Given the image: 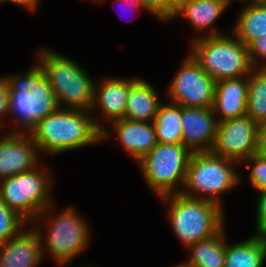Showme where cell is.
Returning <instances> with one entry per match:
<instances>
[{"mask_svg":"<svg viewBox=\"0 0 266 267\" xmlns=\"http://www.w3.org/2000/svg\"><path fill=\"white\" fill-rule=\"evenodd\" d=\"M87 111L58 108L41 119L30 131L29 136L37 149L48 154H58L87 146L110 137Z\"/></svg>","mask_w":266,"mask_h":267,"instance_id":"1","label":"cell"},{"mask_svg":"<svg viewBox=\"0 0 266 267\" xmlns=\"http://www.w3.org/2000/svg\"><path fill=\"white\" fill-rule=\"evenodd\" d=\"M216 31L212 29L211 34L193 42V58L215 82L248 76L254 68L247 46L237 37L233 39Z\"/></svg>","mask_w":266,"mask_h":267,"instance_id":"2","label":"cell"},{"mask_svg":"<svg viewBox=\"0 0 266 267\" xmlns=\"http://www.w3.org/2000/svg\"><path fill=\"white\" fill-rule=\"evenodd\" d=\"M178 193L163 196L168 203L175 235L186 247L215 235L222 227L224 212L216 203Z\"/></svg>","mask_w":266,"mask_h":267,"instance_id":"3","label":"cell"},{"mask_svg":"<svg viewBox=\"0 0 266 267\" xmlns=\"http://www.w3.org/2000/svg\"><path fill=\"white\" fill-rule=\"evenodd\" d=\"M40 52L38 64L45 71L58 107L66 103L67 109L90 112L96 84L88 74L66 56L48 49Z\"/></svg>","mask_w":266,"mask_h":267,"instance_id":"4","label":"cell"},{"mask_svg":"<svg viewBox=\"0 0 266 267\" xmlns=\"http://www.w3.org/2000/svg\"><path fill=\"white\" fill-rule=\"evenodd\" d=\"M58 108L45 71L39 64L27 71L24 78L22 75L9 77V113L19 115L25 128L23 132L28 133Z\"/></svg>","mask_w":266,"mask_h":267,"instance_id":"5","label":"cell"},{"mask_svg":"<svg viewBox=\"0 0 266 267\" xmlns=\"http://www.w3.org/2000/svg\"><path fill=\"white\" fill-rule=\"evenodd\" d=\"M234 163L236 161L220 157L211 151L193 152L184 184L187 192L184 190L180 193L191 198H200L195 194H205L208 196L203 199L222 207L219 194L235 187L240 180L233 170Z\"/></svg>","mask_w":266,"mask_h":267,"instance_id":"6","label":"cell"},{"mask_svg":"<svg viewBox=\"0 0 266 267\" xmlns=\"http://www.w3.org/2000/svg\"><path fill=\"white\" fill-rule=\"evenodd\" d=\"M47 177L46 171L36 167L4 178L0 181V199L27 222L42 220L51 207V201H48L50 181Z\"/></svg>","mask_w":266,"mask_h":267,"instance_id":"7","label":"cell"},{"mask_svg":"<svg viewBox=\"0 0 266 267\" xmlns=\"http://www.w3.org/2000/svg\"><path fill=\"white\" fill-rule=\"evenodd\" d=\"M193 152L183 144H157L139 165L147 184L158 196L176 194L175 186H184Z\"/></svg>","mask_w":266,"mask_h":267,"instance_id":"8","label":"cell"},{"mask_svg":"<svg viewBox=\"0 0 266 267\" xmlns=\"http://www.w3.org/2000/svg\"><path fill=\"white\" fill-rule=\"evenodd\" d=\"M187 57L171 82L168 92L170 99L183 107L211 108L216 82L191 54Z\"/></svg>","mask_w":266,"mask_h":267,"instance_id":"9","label":"cell"},{"mask_svg":"<svg viewBox=\"0 0 266 267\" xmlns=\"http://www.w3.org/2000/svg\"><path fill=\"white\" fill-rule=\"evenodd\" d=\"M48 228L46 247L59 264L68 263L88 245V227L71 208L59 214Z\"/></svg>","mask_w":266,"mask_h":267,"instance_id":"10","label":"cell"},{"mask_svg":"<svg viewBox=\"0 0 266 267\" xmlns=\"http://www.w3.org/2000/svg\"><path fill=\"white\" fill-rule=\"evenodd\" d=\"M258 124L247 115L218 123L213 154L236 162L256 153Z\"/></svg>","mask_w":266,"mask_h":267,"instance_id":"11","label":"cell"},{"mask_svg":"<svg viewBox=\"0 0 266 267\" xmlns=\"http://www.w3.org/2000/svg\"><path fill=\"white\" fill-rule=\"evenodd\" d=\"M19 130L0 140V180L33 170L38 160L35 142Z\"/></svg>","mask_w":266,"mask_h":267,"instance_id":"12","label":"cell"},{"mask_svg":"<svg viewBox=\"0 0 266 267\" xmlns=\"http://www.w3.org/2000/svg\"><path fill=\"white\" fill-rule=\"evenodd\" d=\"M211 108L182 106V144L192 152L210 151L213 147L218 121Z\"/></svg>","mask_w":266,"mask_h":267,"instance_id":"13","label":"cell"},{"mask_svg":"<svg viewBox=\"0 0 266 267\" xmlns=\"http://www.w3.org/2000/svg\"><path fill=\"white\" fill-rule=\"evenodd\" d=\"M19 232L13 239L0 243V267H35L44 255L40 232ZM43 248V249H42Z\"/></svg>","mask_w":266,"mask_h":267,"instance_id":"14","label":"cell"},{"mask_svg":"<svg viewBox=\"0 0 266 267\" xmlns=\"http://www.w3.org/2000/svg\"><path fill=\"white\" fill-rule=\"evenodd\" d=\"M245 79L240 77L216 81L212 109L214 113H219L218 123L246 115L248 76Z\"/></svg>","mask_w":266,"mask_h":267,"instance_id":"15","label":"cell"},{"mask_svg":"<svg viewBox=\"0 0 266 267\" xmlns=\"http://www.w3.org/2000/svg\"><path fill=\"white\" fill-rule=\"evenodd\" d=\"M113 125L124 149L138 161L158 144L153 123L123 118Z\"/></svg>","mask_w":266,"mask_h":267,"instance_id":"16","label":"cell"},{"mask_svg":"<svg viewBox=\"0 0 266 267\" xmlns=\"http://www.w3.org/2000/svg\"><path fill=\"white\" fill-rule=\"evenodd\" d=\"M131 80L120 78L104 79L100 87L94 86L91 110H102L106 119L115 122L124 118ZM94 108V109H93Z\"/></svg>","mask_w":266,"mask_h":267,"instance_id":"17","label":"cell"},{"mask_svg":"<svg viewBox=\"0 0 266 267\" xmlns=\"http://www.w3.org/2000/svg\"><path fill=\"white\" fill-rule=\"evenodd\" d=\"M158 98L151 84L142 79H131L124 118L142 122L154 121L161 104Z\"/></svg>","mask_w":266,"mask_h":267,"instance_id":"18","label":"cell"},{"mask_svg":"<svg viewBox=\"0 0 266 267\" xmlns=\"http://www.w3.org/2000/svg\"><path fill=\"white\" fill-rule=\"evenodd\" d=\"M266 259V237H253L233 245L225 243L224 267H262Z\"/></svg>","mask_w":266,"mask_h":267,"instance_id":"19","label":"cell"},{"mask_svg":"<svg viewBox=\"0 0 266 267\" xmlns=\"http://www.w3.org/2000/svg\"><path fill=\"white\" fill-rule=\"evenodd\" d=\"M223 227L213 236L198 241L190 246L191 257L183 263L187 267H224L225 242L223 240Z\"/></svg>","mask_w":266,"mask_h":267,"instance_id":"20","label":"cell"},{"mask_svg":"<svg viewBox=\"0 0 266 267\" xmlns=\"http://www.w3.org/2000/svg\"><path fill=\"white\" fill-rule=\"evenodd\" d=\"M182 106L171 102L160 104L153 121L159 144H182Z\"/></svg>","mask_w":266,"mask_h":267,"instance_id":"21","label":"cell"},{"mask_svg":"<svg viewBox=\"0 0 266 267\" xmlns=\"http://www.w3.org/2000/svg\"><path fill=\"white\" fill-rule=\"evenodd\" d=\"M225 0H187L174 14L184 17L197 30H204L210 27L226 9Z\"/></svg>","mask_w":266,"mask_h":267,"instance_id":"22","label":"cell"},{"mask_svg":"<svg viewBox=\"0 0 266 267\" xmlns=\"http://www.w3.org/2000/svg\"><path fill=\"white\" fill-rule=\"evenodd\" d=\"M233 34L247 46L252 40L266 34V2L247 5L240 13Z\"/></svg>","mask_w":266,"mask_h":267,"instance_id":"23","label":"cell"},{"mask_svg":"<svg viewBox=\"0 0 266 267\" xmlns=\"http://www.w3.org/2000/svg\"><path fill=\"white\" fill-rule=\"evenodd\" d=\"M246 115L258 125L266 122L265 68L257 67L248 75V101Z\"/></svg>","mask_w":266,"mask_h":267,"instance_id":"24","label":"cell"},{"mask_svg":"<svg viewBox=\"0 0 266 267\" xmlns=\"http://www.w3.org/2000/svg\"><path fill=\"white\" fill-rule=\"evenodd\" d=\"M23 223L27 221L0 199V243L16 237Z\"/></svg>","mask_w":266,"mask_h":267,"instance_id":"25","label":"cell"},{"mask_svg":"<svg viewBox=\"0 0 266 267\" xmlns=\"http://www.w3.org/2000/svg\"><path fill=\"white\" fill-rule=\"evenodd\" d=\"M244 162H251L248 167L252 166L250 172V183L258 191L266 190V158L256 153Z\"/></svg>","mask_w":266,"mask_h":267,"instance_id":"26","label":"cell"},{"mask_svg":"<svg viewBox=\"0 0 266 267\" xmlns=\"http://www.w3.org/2000/svg\"><path fill=\"white\" fill-rule=\"evenodd\" d=\"M143 8L154 14L162 21L174 18L175 9L168 3V0H140Z\"/></svg>","mask_w":266,"mask_h":267,"instance_id":"27","label":"cell"},{"mask_svg":"<svg viewBox=\"0 0 266 267\" xmlns=\"http://www.w3.org/2000/svg\"><path fill=\"white\" fill-rule=\"evenodd\" d=\"M248 56L250 59V63L255 69L257 67V57H262L266 59V34L262 35L259 38L252 40L247 45Z\"/></svg>","mask_w":266,"mask_h":267,"instance_id":"28","label":"cell"},{"mask_svg":"<svg viewBox=\"0 0 266 267\" xmlns=\"http://www.w3.org/2000/svg\"><path fill=\"white\" fill-rule=\"evenodd\" d=\"M260 196L257 204V233L256 235L266 237V190L259 191Z\"/></svg>","mask_w":266,"mask_h":267,"instance_id":"29","label":"cell"},{"mask_svg":"<svg viewBox=\"0 0 266 267\" xmlns=\"http://www.w3.org/2000/svg\"><path fill=\"white\" fill-rule=\"evenodd\" d=\"M6 113L9 114V77H0V117Z\"/></svg>","mask_w":266,"mask_h":267,"instance_id":"30","label":"cell"},{"mask_svg":"<svg viewBox=\"0 0 266 267\" xmlns=\"http://www.w3.org/2000/svg\"><path fill=\"white\" fill-rule=\"evenodd\" d=\"M256 154L266 158V122L258 125Z\"/></svg>","mask_w":266,"mask_h":267,"instance_id":"31","label":"cell"},{"mask_svg":"<svg viewBox=\"0 0 266 267\" xmlns=\"http://www.w3.org/2000/svg\"><path fill=\"white\" fill-rule=\"evenodd\" d=\"M6 1V0H1V2ZM11 1L12 3H15L17 5H20L21 7H28V9L35 10L36 5L38 3V0H7Z\"/></svg>","mask_w":266,"mask_h":267,"instance_id":"32","label":"cell"},{"mask_svg":"<svg viewBox=\"0 0 266 267\" xmlns=\"http://www.w3.org/2000/svg\"><path fill=\"white\" fill-rule=\"evenodd\" d=\"M187 0H168V3L177 10L181 5H183Z\"/></svg>","mask_w":266,"mask_h":267,"instance_id":"33","label":"cell"},{"mask_svg":"<svg viewBox=\"0 0 266 267\" xmlns=\"http://www.w3.org/2000/svg\"><path fill=\"white\" fill-rule=\"evenodd\" d=\"M128 4V7L133 6L135 7H143L140 0H123ZM130 5V6H129Z\"/></svg>","mask_w":266,"mask_h":267,"instance_id":"34","label":"cell"},{"mask_svg":"<svg viewBox=\"0 0 266 267\" xmlns=\"http://www.w3.org/2000/svg\"><path fill=\"white\" fill-rule=\"evenodd\" d=\"M243 1V0H242ZM246 1V0H245ZM251 2H250V4H254V3H256V2H258V1H261V0H250ZM225 2H226V4H227V6L229 5V3L231 2V0H225Z\"/></svg>","mask_w":266,"mask_h":267,"instance_id":"35","label":"cell"},{"mask_svg":"<svg viewBox=\"0 0 266 267\" xmlns=\"http://www.w3.org/2000/svg\"><path fill=\"white\" fill-rule=\"evenodd\" d=\"M175 267H187V266H185V265L182 263V264H179V265H177V266H175Z\"/></svg>","mask_w":266,"mask_h":267,"instance_id":"36","label":"cell"},{"mask_svg":"<svg viewBox=\"0 0 266 267\" xmlns=\"http://www.w3.org/2000/svg\"><path fill=\"white\" fill-rule=\"evenodd\" d=\"M259 68H265L266 69V64L265 65L263 64L262 67H259Z\"/></svg>","mask_w":266,"mask_h":267,"instance_id":"37","label":"cell"}]
</instances>
